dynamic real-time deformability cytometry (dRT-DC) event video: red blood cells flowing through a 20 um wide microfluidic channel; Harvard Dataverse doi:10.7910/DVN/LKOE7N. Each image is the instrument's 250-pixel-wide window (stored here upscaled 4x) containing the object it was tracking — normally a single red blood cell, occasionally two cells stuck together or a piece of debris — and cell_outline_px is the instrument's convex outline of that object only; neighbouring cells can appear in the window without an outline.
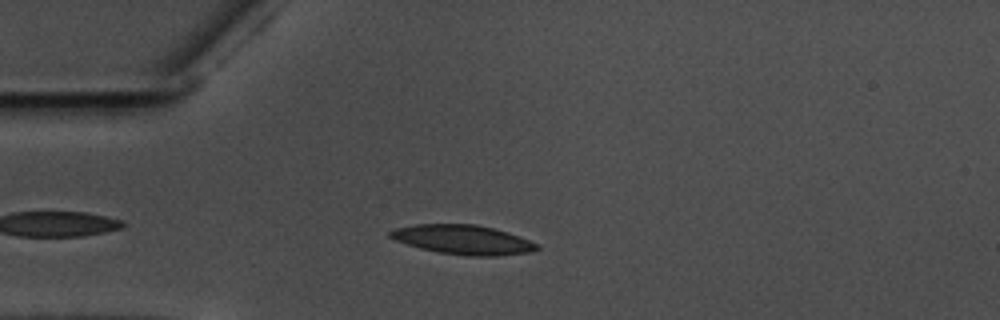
{"species": "common noctule bat (a hibernating species)", "species_latin": "Nyctalus noctula", "temperature_condition": "warm", "stored_images_in_passage": 45, "camera_frame_rate_fps": 3000, "um_per_image_px": 0.085, "animal": {"sex": "male", "body_mass_g": 17.5, "forearm_length_mm": 52.3}, "frame": {"image": 1, "passage_image": 6, "time_ms": 1.667, "image_size_px": [1000, 320], "cell_outline_px": [[540, 248], [532, 252], [496, 256], [468, 256], [440, 252], [420, 248], [396, 240], [388, 236], [388, 232], [396, 228], [416, 224], [476, 224], [508, 232], [528, 240], [536, 244]], "centroid_in_image_um": [39.35, 20.37], "position_along_channel_um": 45.6, "area_um2": 24.91}}
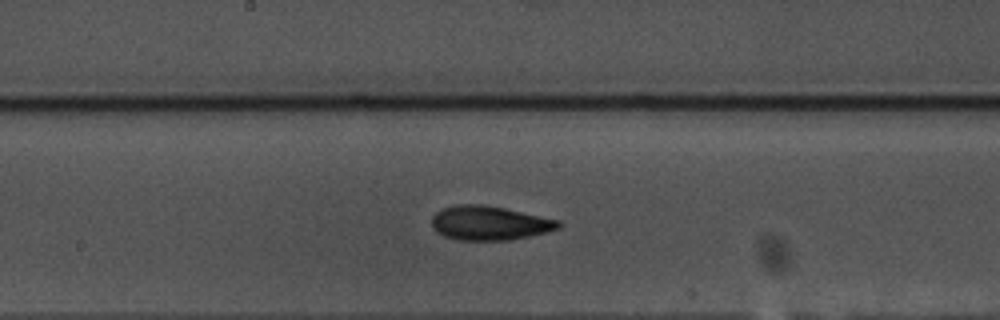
{"frame": {"image": 2, "passage_image": 21, "time_ms": 6.667, "image_size_px": [1000, 320], "cell_outline_px": [[560, 228], [548, 232], [508, 240], [460, 240], [444, 236], [436, 232], [432, 228], [432, 216], [436, 212], [444, 208], [460, 204], [480, 204], [504, 208], [560, 220]], "centroid_in_image_um": [41.6, 18.96], "position_along_channel_um": 206.6, "area_um2": 25.14}}
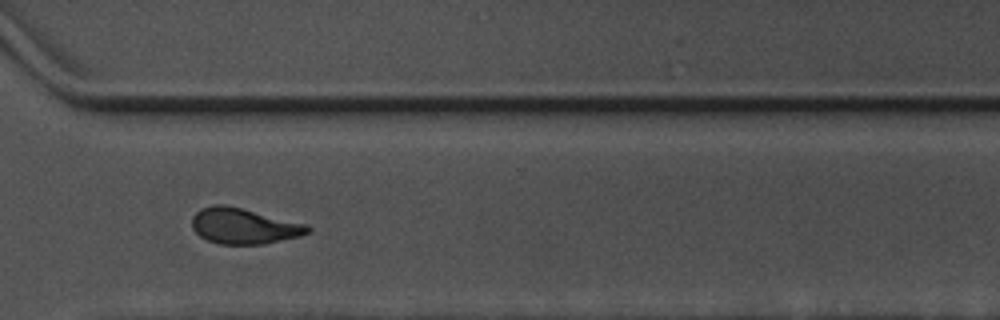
{"frame": {"image": 3, "passage_image": 33, "time_ms": 10.667, "image_size_px": [1000, 320], "cell_outline_px": [[312, 228], [308, 232], [300, 236], [264, 244], [220, 244], [208, 240], [200, 236], [192, 228], [192, 216], [200, 208], [212, 204], [224, 204], [308, 224]], "centroid_in_image_um": [20.71, 19.2], "position_along_channel_um": 349.9, "area_um2": 24.1}, "authors_computed_cell_mechanics": {"area_um2": 24.276, "velocity_mm_per_s": 3.5821, "shape_relaxation_time_tau1_ms": 7.5064, "shape_relaxation_time_tau2_ms": 3.2708, "deformation_change_tau1": 0.1942, "deformation_change_tau2": 0.1047}}